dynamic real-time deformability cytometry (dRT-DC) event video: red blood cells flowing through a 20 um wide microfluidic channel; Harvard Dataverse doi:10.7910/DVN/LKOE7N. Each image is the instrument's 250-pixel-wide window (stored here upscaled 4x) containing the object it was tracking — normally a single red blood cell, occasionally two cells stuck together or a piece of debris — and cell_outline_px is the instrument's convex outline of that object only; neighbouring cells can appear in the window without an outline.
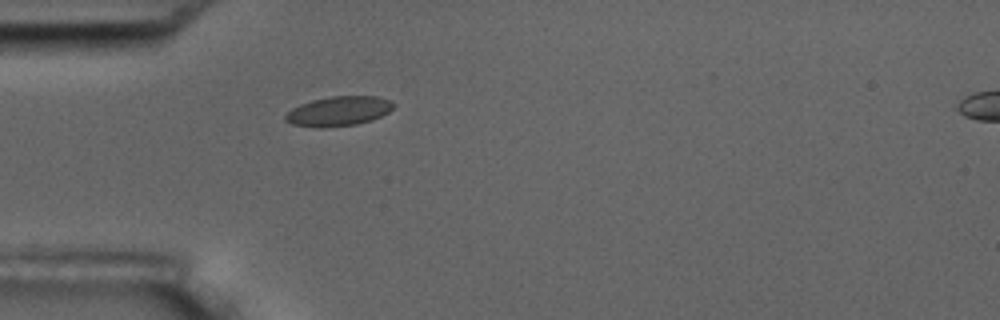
{"species": "common noctule bat (a hibernating species)", "species_latin": "Nyctalus noctula", "temperature_condition": "room temperature", "stored_images_in_passage": 2, "segment_of_instrument_passage": [1, 2], "camera_frame_rate_fps": 3000, "um_per_image_px": 0.085, "animal": {"sex": "male", "body_mass_g": 17.5, "forearm_length_mm": 52.3}, "frame": {"image": 1, "passage_image": 1, "time_ms": 0.0, "image_size_px": [1000, 320], "cell_outline_px": [[396, 104], [388, 112], [372, 120], [356, 124], [320, 128], [316, 128], [292, 124], [284, 120], [284, 116], [292, 108], [300, 104], [312, 100], [332, 96], [376, 96], [392, 100]], "centroid_in_image_um": [28.78, 9.45], "position_along_channel_um": 56.2, "area_um2": 18.73}}